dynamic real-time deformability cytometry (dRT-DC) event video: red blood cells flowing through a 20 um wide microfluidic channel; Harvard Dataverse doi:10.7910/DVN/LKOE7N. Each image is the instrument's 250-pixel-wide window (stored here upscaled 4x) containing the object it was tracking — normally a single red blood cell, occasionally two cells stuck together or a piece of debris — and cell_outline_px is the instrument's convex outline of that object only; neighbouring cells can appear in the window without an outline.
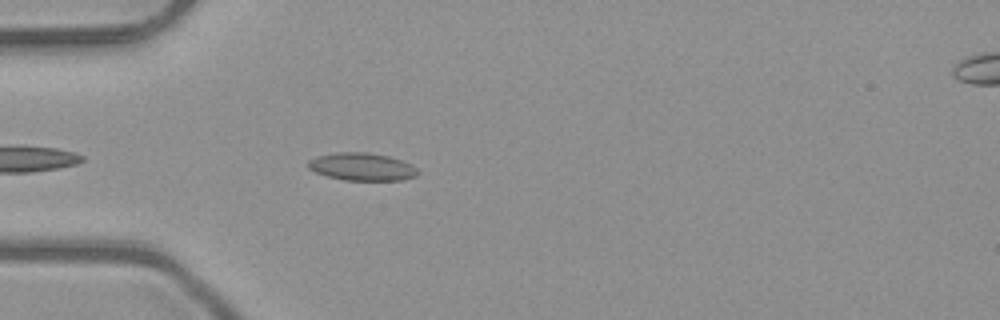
{"species": "common noctule bat (a hibernating species)", "species_latin": "Nyctalus noctula", "temperature_condition": "room temperature", "stored_images_in_passage": 1, "camera_frame_rate_fps": 3000, "um_per_image_px": 0.085, "animal": {"sex": "male", "body_mass_g": 23.1, "forearm_length_mm": 52.7}, "frame": {"image": 1, "passage_image": 1, "time_ms": 0.0, "image_size_px": [1000, 320], "cell_outline_px": [[416, 176], [404, 180], [344, 180], [328, 176], [316, 172], [308, 168], [308, 160], [320, 156], [336, 152], [364, 152], [388, 156], [400, 160], [416, 168]], "centroid_in_image_um": [30.74, 14.18], "position_along_channel_um": 54.3, "area_um2": 17.34}}